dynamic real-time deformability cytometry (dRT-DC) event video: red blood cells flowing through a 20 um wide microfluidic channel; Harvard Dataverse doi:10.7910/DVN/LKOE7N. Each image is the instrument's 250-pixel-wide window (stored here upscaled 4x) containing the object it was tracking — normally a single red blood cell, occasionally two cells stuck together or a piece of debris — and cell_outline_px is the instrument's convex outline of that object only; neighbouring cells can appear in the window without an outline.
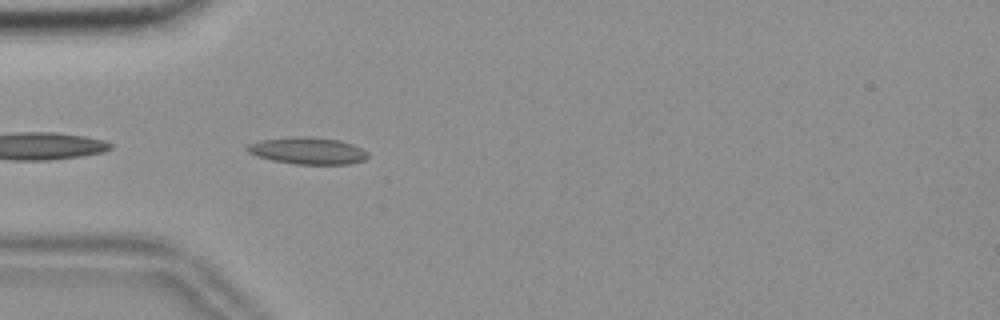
{"species": "common noctule bat (a hibernating species)", "species_latin": "Nyctalus noctula", "temperature_condition": "room temperature", "stored_images_in_passage": 7, "camera_frame_rate_fps": 3000, "um_per_image_px": 0.085, "animal": {"sex": "female", "body_mass_g": 18.4}, "frame": {"image": 1, "passage_image": 3, "time_ms": 0.667, "image_size_px": [1000, 320], "cell_outline_px": [[368, 156], [364, 160], [348, 164], [296, 164], [272, 160], [256, 156], [248, 152], [244, 148], [248, 144], [260, 140], [296, 136], [308, 136], [340, 140], [352, 144], [368, 152]], "centroid_in_image_um": [26.13, 12.81], "position_along_channel_um": 58.9, "area_um2": 18.96}}